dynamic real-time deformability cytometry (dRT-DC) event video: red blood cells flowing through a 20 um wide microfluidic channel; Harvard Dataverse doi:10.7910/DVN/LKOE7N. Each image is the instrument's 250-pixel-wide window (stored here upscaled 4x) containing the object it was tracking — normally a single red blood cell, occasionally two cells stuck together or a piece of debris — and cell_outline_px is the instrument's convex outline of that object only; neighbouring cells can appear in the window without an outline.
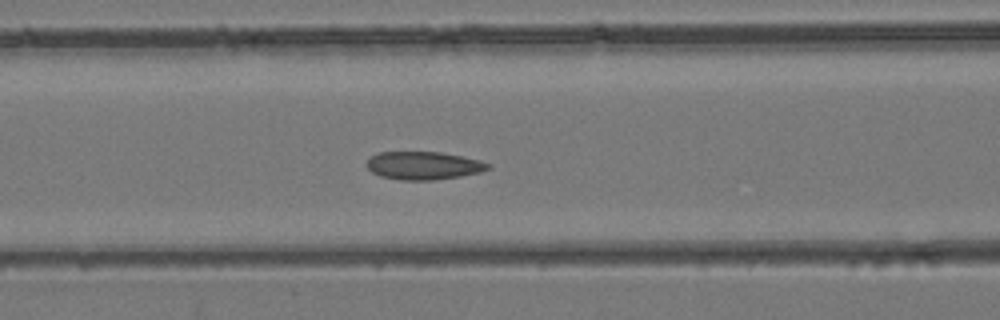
{"species": "common noctule bat (a hibernating species)", "species_latin": "Nyctalus noctula", "temperature_condition": "room temperature", "stored_images_in_passage": 35, "camera_frame_rate_fps": 3000, "um_per_image_px": 0.085, "animal": {"sex": "female", "body_mass_g": 24.6, "forearm_length_mm": 56.2}, "frame": {"image": 1, "passage_image": 11, "time_ms": 3.333, "image_size_px": [1000, 320], "cell_outline_px": [[492, 168], [480, 172], [460, 176], [432, 180], [400, 180], [380, 176], [372, 172], [364, 164], [372, 156], [380, 152], [440, 152], [480, 160], [492, 164]], "centroid_in_image_um": [36.01, 14.07], "position_along_channel_um": 130.6, "area_um2": 19.83}}
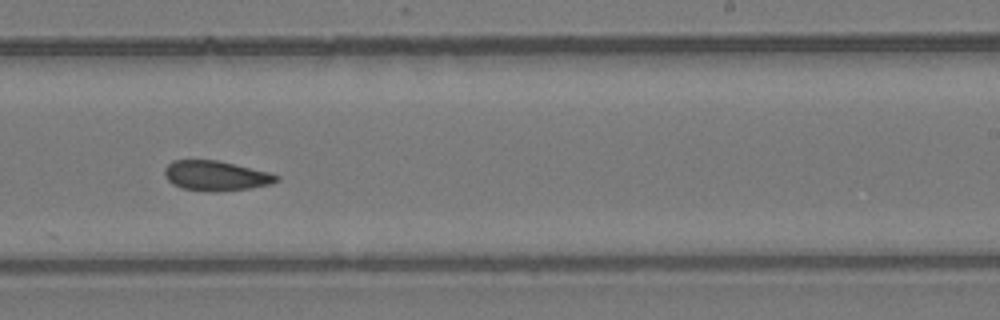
{"frame": {"image": 2, "passage_image": 20, "time_ms": 6.333, "image_size_px": [1000, 320], "cell_outline_px": [[280, 180], [272, 184], [248, 188], [184, 188], [172, 184], [164, 176], [164, 168], [172, 160], [220, 160], [268, 172], [280, 176]], "centroid_in_image_um": [18.35, 14.87], "position_along_channel_um": 270.6, "area_um2": 18.61}}
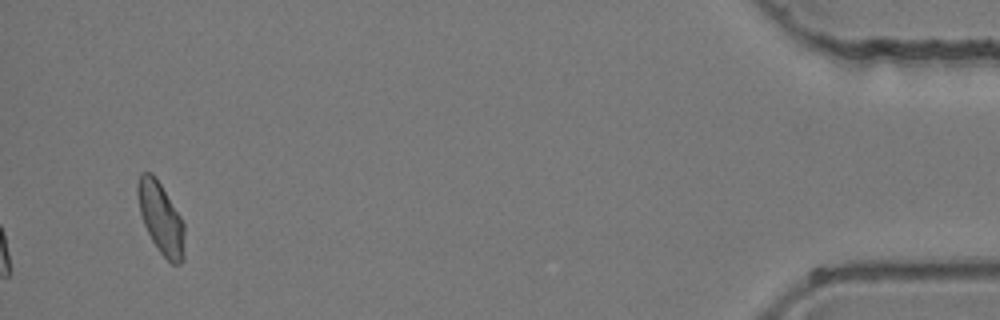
{"frame": {"image": 3, "passage_image": 35, "time_ms": 11.333, "image_size_px": [1000, 320], "cell_outline_px": [[184, 260], [180, 264], [172, 264], [160, 252], [152, 240], [144, 224], [140, 212], [136, 192], [136, 184], [140, 172], [152, 172], [160, 184], [180, 216], [184, 224]], "centroid_in_image_um": [13.66, 18.54], "position_along_channel_um": 421.5, "area_um2": 19.36}}